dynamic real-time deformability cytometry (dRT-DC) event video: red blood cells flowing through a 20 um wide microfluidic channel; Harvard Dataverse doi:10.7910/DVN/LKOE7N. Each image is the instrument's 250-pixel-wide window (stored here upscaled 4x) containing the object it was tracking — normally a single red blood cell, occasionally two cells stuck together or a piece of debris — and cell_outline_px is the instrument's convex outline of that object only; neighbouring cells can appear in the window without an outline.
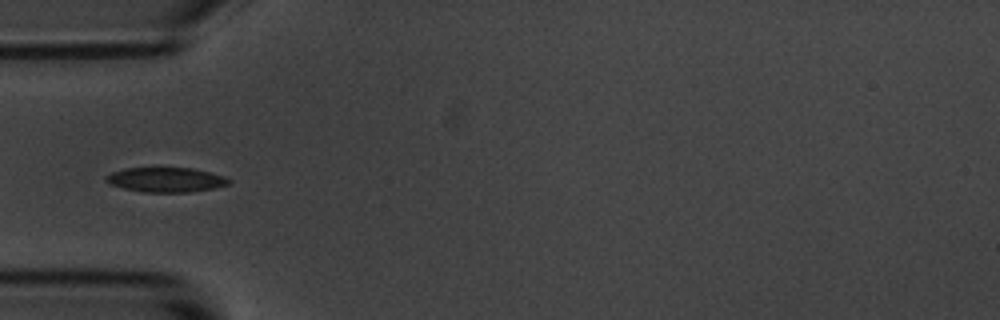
{"species": "common noctule bat (a hibernating species)", "species_latin": "Nyctalus noctula", "temperature_condition": "room temperature", "stored_images_in_passage": 31, "camera_frame_rate_fps": 3000, "um_per_image_px": 0.085, "animal": {"sex": "male", "body_mass_g": 20.1, "forearm_length_mm": 53.5}, "frame": {"image": 1, "passage_image": 1, "time_ms": 0.0, "image_size_px": [1000, 320], "cell_outline_px": [[232, 180], [228, 184], [212, 188], [192, 192], [144, 192], [124, 188], [108, 184], [104, 180], [104, 176], [112, 172], [124, 168], [156, 164], [192, 168], [224, 176]], "centroid_in_image_um": [14.02, 15.22], "position_along_channel_um": 71.0, "area_um2": 18.61}}
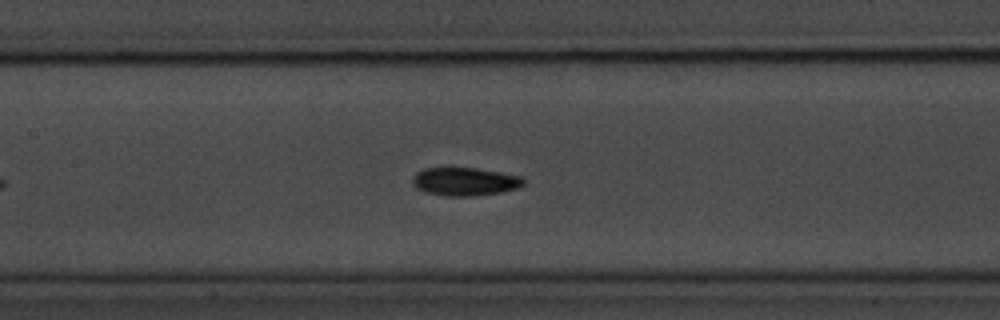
{"frame": {"image": 2, "passage_image": 9, "time_ms": 2.667, "image_size_px": [1000, 320], "cell_outline_px": [[524, 184], [516, 188], [500, 192], [476, 196], [444, 196], [424, 192], [416, 188], [412, 184], [412, 176], [416, 172], [424, 168], [476, 168], [524, 176]], "centroid_in_image_um": [39.48, 15.43], "position_along_channel_um": 167.9, "area_um2": 18.44}}
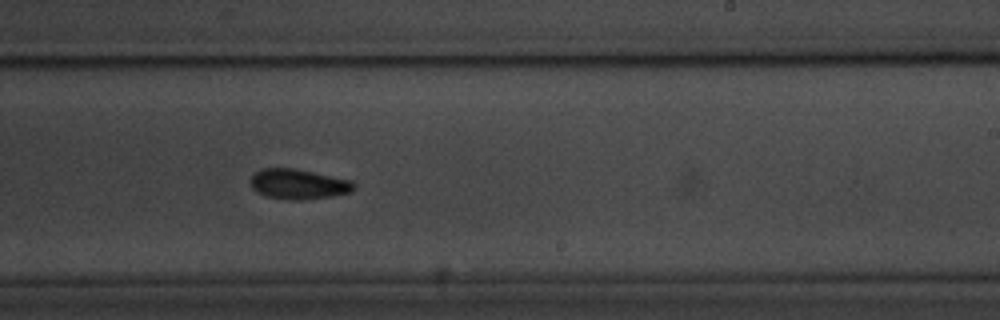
{"frame": {"image": 3, "passage_image": 17, "time_ms": 5.333, "image_size_px": [1000, 320], "cell_outline_px": [[356, 188], [352, 192], [332, 196], [304, 200], [288, 200], [264, 196], [256, 192], [252, 188], [252, 176], [260, 168], [292, 168], [352, 180], [356, 184]], "centroid_in_image_um": [25.39, 15.66], "position_along_channel_um": 263.6, "area_um2": 18.26}}